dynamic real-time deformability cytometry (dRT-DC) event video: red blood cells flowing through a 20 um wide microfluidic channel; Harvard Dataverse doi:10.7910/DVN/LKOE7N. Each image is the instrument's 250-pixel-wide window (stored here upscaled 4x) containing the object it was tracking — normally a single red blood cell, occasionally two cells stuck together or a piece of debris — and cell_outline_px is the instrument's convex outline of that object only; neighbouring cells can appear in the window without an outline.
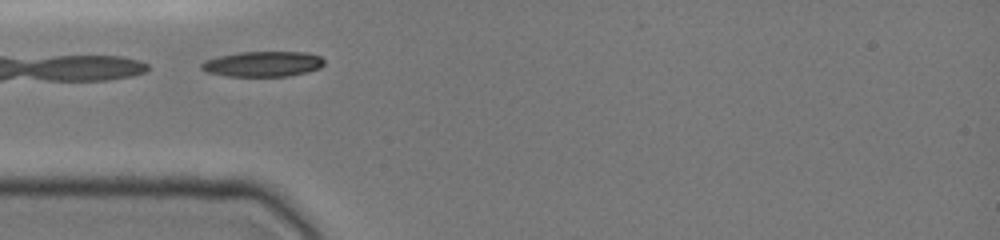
{"species": "common noctule bat (a hibernating species)", "species_latin": "Nyctalus noctula", "temperature_condition": "cold", "stored_images_in_passage": 27, "camera_frame_rate_fps": 3000, "um_per_image_px": 0.085, "animal": {"sex": "female", "body_mass_g": 19.0, "forearm_length_mm": 51.5}, "frame": {"image": 1, "passage_image": 1, "time_ms": 0.0, "image_size_px": [1000, 240], "cell_outline_px": [[324, 64], [320, 68], [308, 72], [288, 76], [228, 76], [208, 72], [200, 68], [200, 64], [204, 60], [220, 56], [240, 52], [308, 52], [320, 56], [324, 60]], "centroid_in_image_um": [22.37, 5.43], "position_along_channel_um": 62.6, "area_um2": 18.15}}
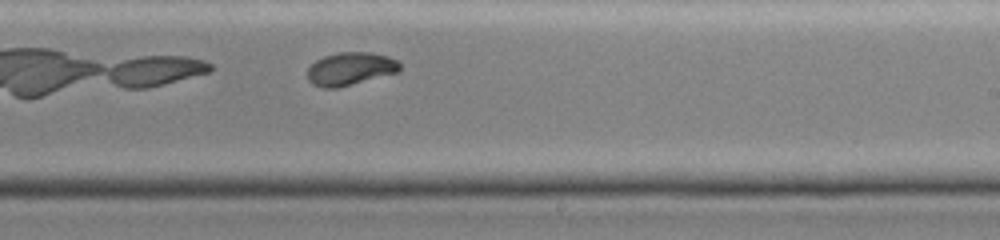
{"frame": {"image": 2, "passage_image": 16, "time_ms": 5.0, "image_size_px": [1000, 240], "cell_outline_px": [[400, 68], [396, 72], [336, 88], [320, 88], [312, 84], [308, 80], [308, 68], [316, 60], [324, 56], [340, 52], [372, 52], [388, 56], [396, 60], [400, 64]], "centroid_in_image_um": [29.74, 5.84], "position_along_channel_um": 259.3, "area_um2": 17.51}}
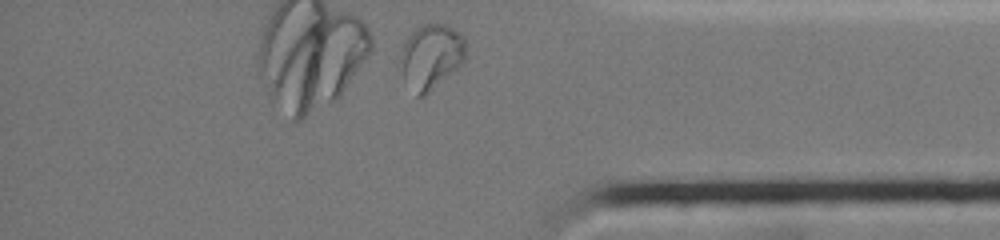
{"frame": {"image": 3, "passage_image": 27, "time_ms": 8.667, "image_size_px": [1000, 240], "cell_outline_px": [[468, 44], [464, 64], [424, 96], [416, 96], [404, 80], [396, 64], [404, 40], [420, 24], [444, 24], [452, 28], [464, 36]], "centroid_in_image_um": [36.62, 4.81], "position_along_channel_um": 398.6, "area_um2": 25.72}, "authors_computed_cell_mechanics": {"area_um2": 18.0336, "velocity_mm_per_s": 3.9411, "shape_relaxation_time_tau1_ms": 3.4948, "shape_relaxation_time_tau2_ms": 1.2948, "deformation_change_tau1": 0.1677, "deformation_change_tau2": 0.0421}}